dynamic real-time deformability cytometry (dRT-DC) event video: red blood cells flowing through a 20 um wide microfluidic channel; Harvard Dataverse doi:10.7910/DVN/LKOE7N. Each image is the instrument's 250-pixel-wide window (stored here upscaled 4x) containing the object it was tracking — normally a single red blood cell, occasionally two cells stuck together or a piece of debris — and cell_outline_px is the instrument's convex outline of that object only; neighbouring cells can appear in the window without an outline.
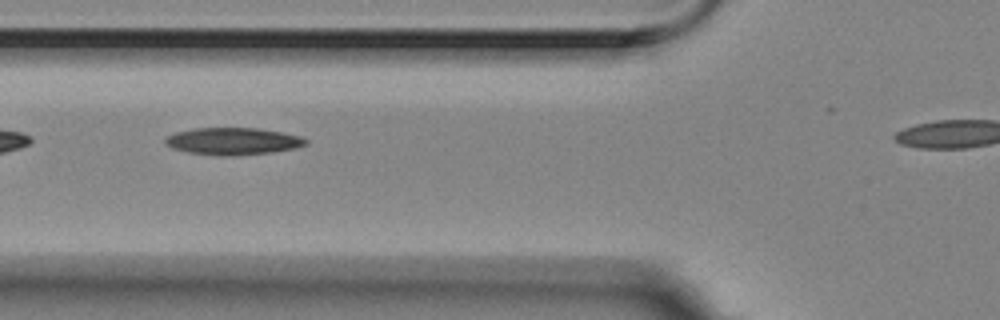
{"species": "Egyptian fruit bat (a non-hibernating species)", "species_latin": "Rousettus aegyptiacus", "temperature_condition": "room temperature", "stored_images_in_passage": 4, "segment_of_instrument_passage": [1, 2], "camera_frame_rate_fps": 3000, "um_per_image_px": 0.085, "animal": {"sex": "female"}, "frame": {"image": 1, "passage_image": 3, "time_ms": 0.667, "image_size_px": [1000, 320], "cell_outline_px": [[308, 144], [296, 148], [272, 152], [232, 156], [220, 156], [188, 152], [172, 148], [164, 144], [164, 140], [168, 136], [176, 132], [196, 128], [256, 128], [284, 132], [300, 136], [308, 140]], "centroid_in_image_um": [19.82, 12.0], "position_along_channel_um": 106.0, "area_um2": 22.31}}